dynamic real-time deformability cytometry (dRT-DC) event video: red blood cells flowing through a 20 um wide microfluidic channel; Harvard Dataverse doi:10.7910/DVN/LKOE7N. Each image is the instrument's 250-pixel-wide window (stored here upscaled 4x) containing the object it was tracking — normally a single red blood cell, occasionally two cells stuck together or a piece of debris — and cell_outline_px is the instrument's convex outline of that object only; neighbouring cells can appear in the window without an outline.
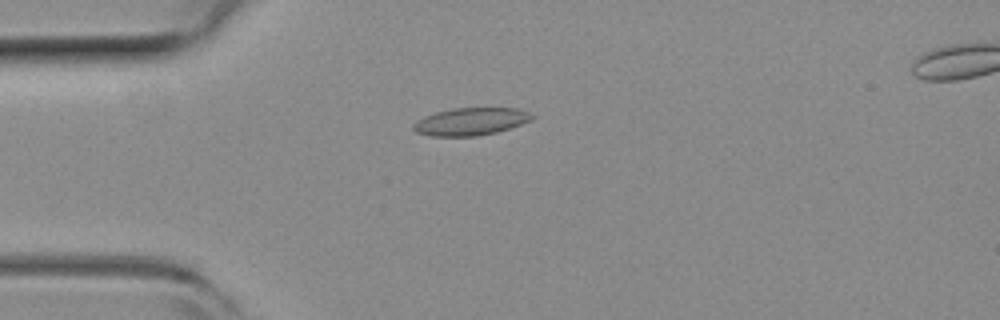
{"species": "common noctule bat (a hibernating species)", "species_latin": "Nyctalus noctula", "temperature_condition": "room temperature", "stored_images_in_passage": 52, "camera_frame_rate_fps": 3000, "um_per_image_px": 0.085, "animal": {"sex": "female", "body_mass_g": 19.3, "forearm_length_mm": 54.1}, "frame": {"image": 1, "passage_image": 14, "time_ms": 4.333, "image_size_px": [1000, 320], "cell_outline_px": [[536, 116], [532, 120], [496, 132], [476, 136], [432, 136], [416, 132], [412, 128], [412, 124], [416, 120], [424, 116], [436, 112], [452, 108], [516, 108], [528, 112]], "centroid_in_image_um": [39.98, 10.32], "position_along_channel_um": 45.0, "area_um2": 19.02}}
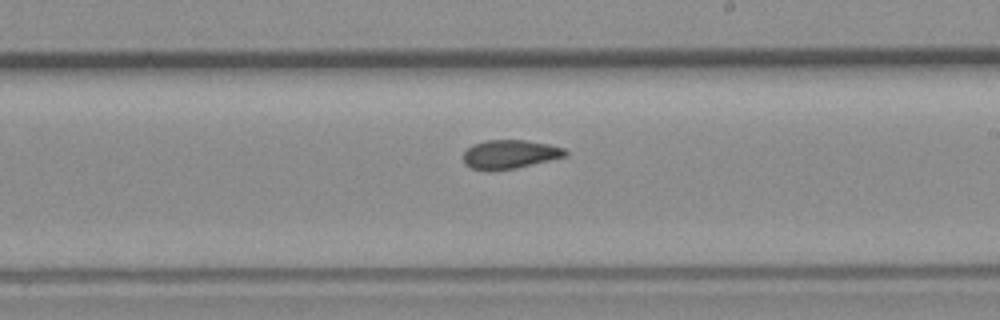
{"frame": {"image": 2, "passage_image": 31, "time_ms": 10.0, "image_size_px": [1000, 320], "cell_outline_px": [[568, 156], [516, 168], [488, 172], [472, 168], [464, 164], [464, 152], [472, 144], [484, 140], [524, 140], [548, 144], [564, 148], [568, 152]], "centroid_in_image_um": [43.32, 13.12], "position_along_channel_um": 245.7, "area_um2": 17.34}}
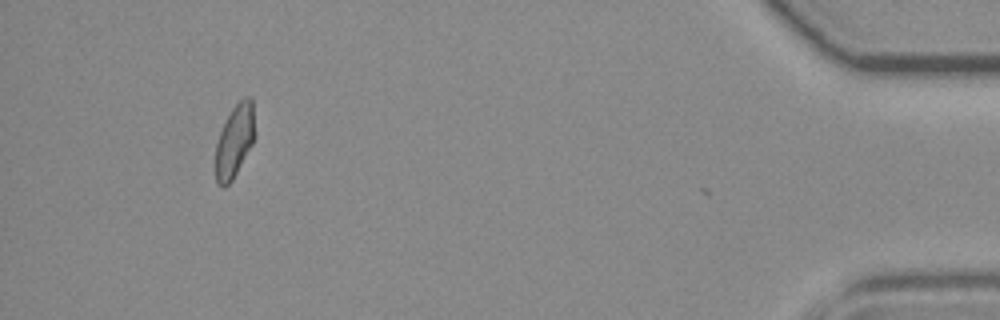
{"frame": {"image": 3, "passage_image": 50, "time_ms": 16.333, "image_size_px": [1000, 320], "cell_outline_px": [[256, 136], [252, 144], [232, 180], [224, 188], [216, 184], [216, 144], [220, 132], [232, 108], [244, 96], [248, 96], [252, 100], [256, 132]], "centroid_in_image_um": [19.96, 11.97], "position_along_channel_um": 415.2, "area_um2": 16.65}, "authors_computed_cell_mechanics": {"area_um2": 17.6868, "velocity_mm_per_s": 3.8539, "shape_relaxation_time_tau1_ms": null, "shape_relaxation_time_tau2_ms": 3.0177, "deformation_change_tau1": null, "deformation_change_tau2": 0.0885}}